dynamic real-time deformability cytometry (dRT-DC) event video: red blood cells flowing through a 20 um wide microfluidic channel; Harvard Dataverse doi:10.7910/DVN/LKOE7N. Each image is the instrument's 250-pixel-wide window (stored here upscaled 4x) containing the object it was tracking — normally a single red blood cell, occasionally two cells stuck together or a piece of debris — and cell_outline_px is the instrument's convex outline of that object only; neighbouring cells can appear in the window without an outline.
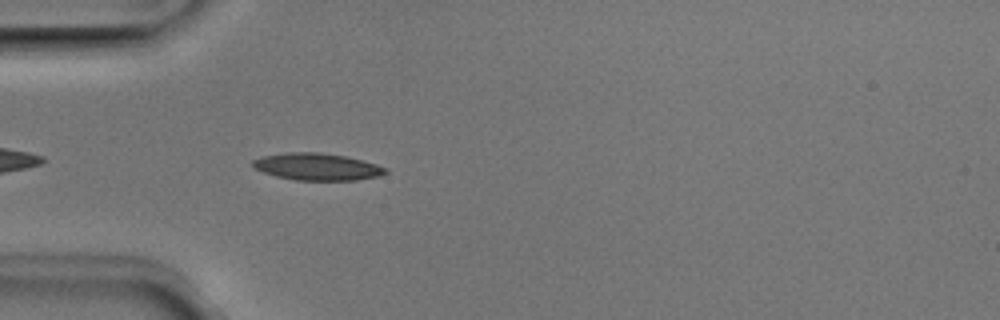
{"species": "Egyptian fruit bat (a non-hibernating species)", "species_latin": "Rousettus aegyptiacus", "temperature_condition": "room temperature", "stored_images_in_passage": 39, "camera_frame_rate_fps": 3000, "um_per_image_px": 0.085, "animal": {"sex": "male"}, "frame": {"image": 1, "passage_image": 3, "time_ms": 0.667, "image_size_px": [1000, 320], "cell_outline_px": [[388, 172], [380, 176], [356, 180], [296, 180], [276, 176], [264, 172], [256, 168], [252, 164], [252, 160], [264, 156], [288, 152], [320, 152], [344, 156], [376, 164], [388, 168]], "centroid_in_image_um": [26.99, 14.17], "position_along_channel_um": 58.0, "area_um2": 20.75}}
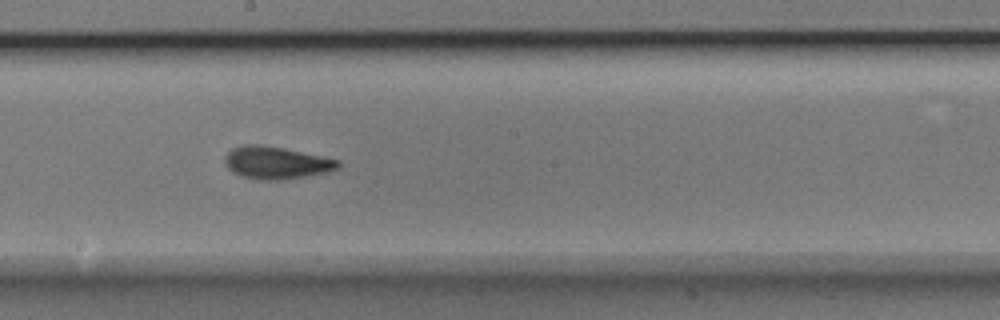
{"frame": {"image": 2, "passage_image": 16, "time_ms": 5.0, "image_size_px": [1000, 320], "cell_outline_px": [[340, 164], [336, 168], [328, 172], [280, 180], [260, 180], [240, 176], [232, 172], [224, 164], [224, 156], [232, 148], [244, 144], [260, 144], [340, 160]], "centroid_in_image_um": [23.41, 13.84], "position_along_channel_um": 224.8, "area_um2": 21.21}}
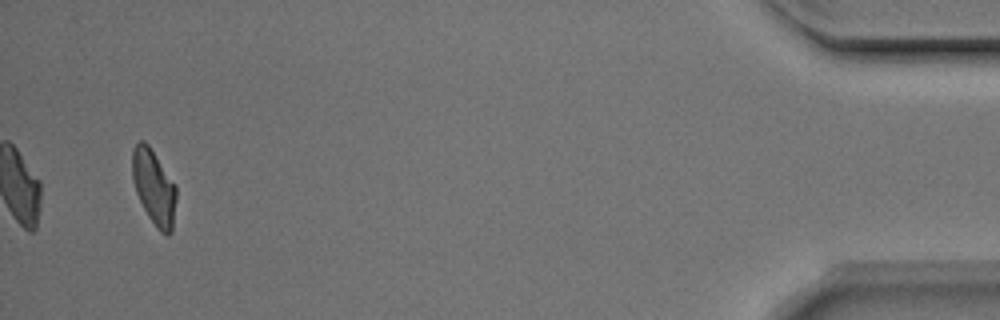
{"frame": {"image": 3, "passage_image": 37, "time_ms": 12.0, "image_size_px": [1000, 320], "cell_outline_px": [[176, 200], [172, 232], [168, 236], [160, 232], [156, 228], [148, 216], [136, 192], [132, 180], [132, 148], [140, 140], [144, 140], [148, 144], [176, 184]], "centroid_in_image_um": [13.09, 15.92], "position_along_channel_um": 422.1, "area_um2": 19.42}, "authors_computed_cell_mechanics": {"area_um2": 20.0566, "velocity_mm_per_s": 3.9513, "shape_relaxation_time_tau1_ms": 3.3947, "shape_relaxation_time_tau2_ms": 2.082, "deformation_change_tau1": 0.1501, "deformation_change_tau2": 0.0847}}